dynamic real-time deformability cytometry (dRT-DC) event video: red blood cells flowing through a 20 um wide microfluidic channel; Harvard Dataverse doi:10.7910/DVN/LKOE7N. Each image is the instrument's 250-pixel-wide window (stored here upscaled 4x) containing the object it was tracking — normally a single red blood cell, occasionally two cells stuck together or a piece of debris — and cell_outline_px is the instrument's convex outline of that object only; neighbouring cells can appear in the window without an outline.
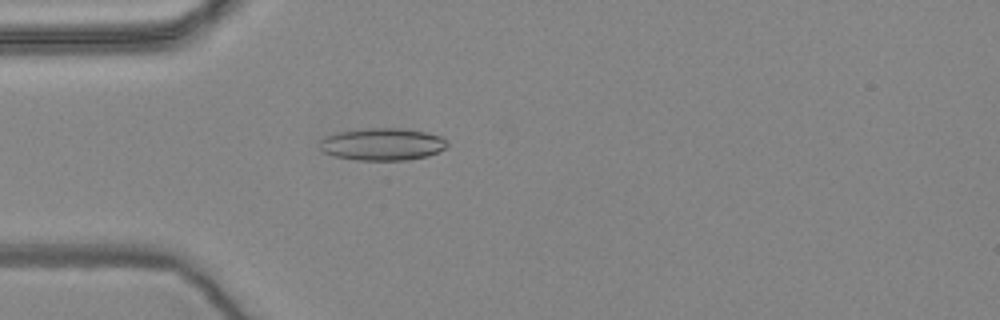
{"species": "common noctule bat (a hibernating species)", "species_latin": "Nyctalus noctula", "temperature_condition": "warm", "stored_images_in_passage": 45, "camera_frame_rate_fps": 3000, "um_per_image_px": 0.085, "animal": {"sex": "female", "body_mass_g": 24.6, "forearm_length_mm": 56.2}, "frame": {"image": 1, "passage_image": 5, "time_ms": 1.333, "image_size_px": [1000, 320], "cell_outline_px": [[448, 144], [444, 148], [428, 156], [408, 160], [356, 160], [336, 156], [324, 152], [320, 148], [320, 140], [324, 136], [336, 132], [368, 128], [400, 128], [424, 132], [444, 136], [448, 140]], "centroid_in_image_um": [32.51, 12.25], "position_along_channel_um": 52.5, "area_um2": 24.1}}
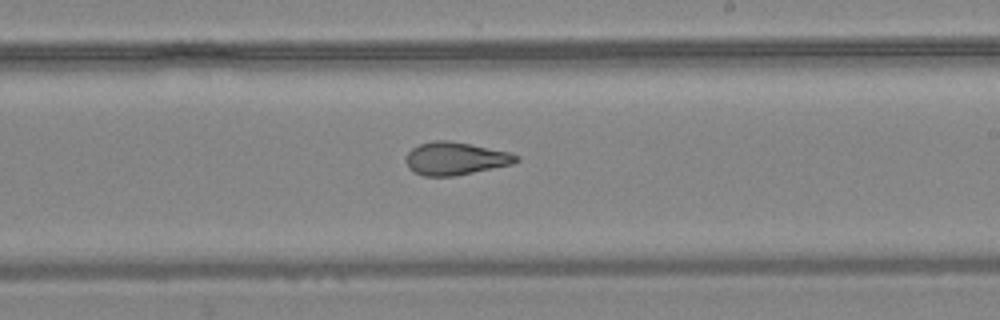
{"frame": {"image": 2, "passage_image": 22, "time_ms": 7.0, "image_size_px": [1000, 320], "cell_outline_px": [[520, 160], [512, 164], [456, 176], [424, 176], [408, 168], [404, 160], [408, 152], [412, 148], [420, 144], [432, 140], [448, 140], [472, 144], [512, 152], [520, 156]], "centroid_in_image_um": [38.73, 13.46], "position_along_channel_um": 250.3, "area_um2": 21.39}}
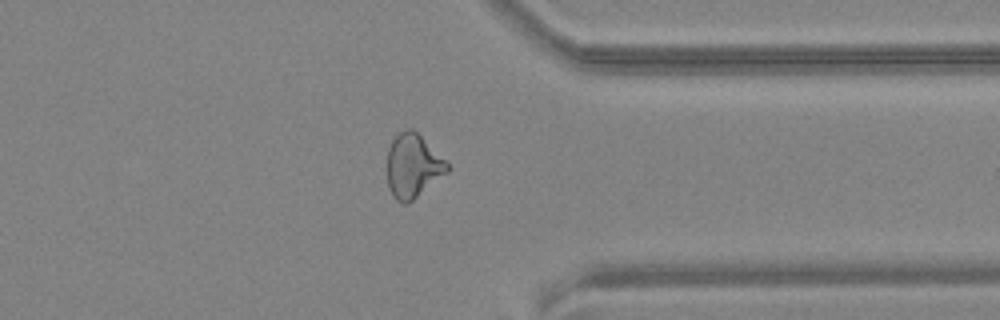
{"frame": {"image": 3, "passage_image": 33, "time_ms": 10.667, "image_size_px": [1000, 320], "cell_outline_px": [[448, 172], [408, 204], [404, 204], [396, 200], [392, 196], [388, 188], [388, 148], [392, 140], [404, 128], [412, 128], [448, 164]], "centroid_in_image_um": [35.06, 14.13], "position_along_channel_um": 376.3, "area_um2": 22.02}, "authors_computed_cell_mechanics": {"area_um2": 22.542, "velocity_mm_per_s": 3.6293, "shape_relaxation_time_tau1_ms": null, "shape_relaxation_time_tau2_ms": 2.1552, "deformation_change_tau1": null, "deformation_change_tau2": 0.1033}}